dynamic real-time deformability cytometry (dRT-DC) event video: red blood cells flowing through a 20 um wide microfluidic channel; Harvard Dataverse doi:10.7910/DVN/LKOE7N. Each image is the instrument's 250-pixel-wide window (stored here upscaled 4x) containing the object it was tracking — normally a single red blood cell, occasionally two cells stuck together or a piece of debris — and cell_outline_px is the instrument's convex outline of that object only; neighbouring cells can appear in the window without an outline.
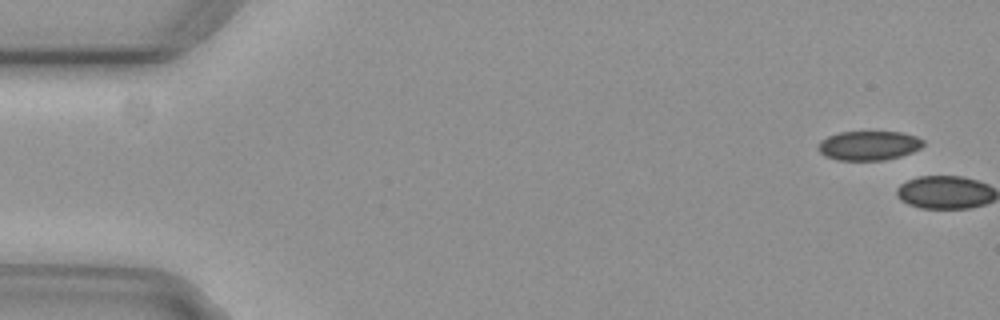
{"species": "common noctule bat (a hibernating species)", "species_latin": "Nyctalus noctula", "temperature_condition": "cold", "stored_images_in_passage": 6, "camera_frame_rate_fps": 3000, "um_per_image_px": 0.085, "animal": {"sex": "female", "body_mass_g": 29.2, "forearm_length_mm": 56.3}, "frame": {"image": 1, "passage_image": 1, "time_ms": 0.0, "image_size_px": [1000, 320], "cell_outline_px": [[924, 144], [920, 148], [912, 152], [900, 156], [884, 160], [836, 160], [824, 156], [816, 148], [816, 144], [820, 140], [828, 136], [840, 132], [904, 132], [916, 136], [924, 140]], "centroid_in_image_um": [73.81, 12.37], "position_along_channel_um": 11.2, "area_um2": 18.15}}